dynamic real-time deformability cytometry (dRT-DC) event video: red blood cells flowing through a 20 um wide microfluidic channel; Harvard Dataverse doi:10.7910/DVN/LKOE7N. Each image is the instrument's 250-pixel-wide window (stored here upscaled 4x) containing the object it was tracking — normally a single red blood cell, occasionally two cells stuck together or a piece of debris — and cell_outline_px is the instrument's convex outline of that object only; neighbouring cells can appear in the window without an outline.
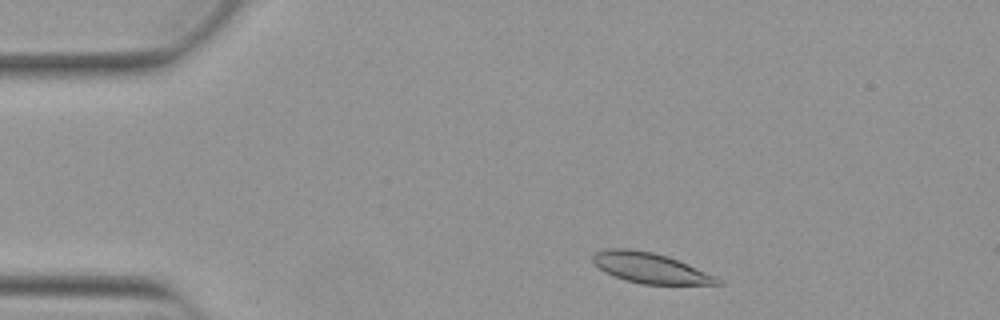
{"species": "Egyptian fruit bat (a non-hibernating species)", "species_latin": "Rousettus aegyptiacus", "temperature_condition": "warm", "stored_images_in_passage": 47, "camera_frame_rate_fps": 3000, "um_per_image_px": 0.085, "animal": {"sex": "female"}, "frame": {"image": 1, "passage_image": 4, "time_ms": 1.0, "image_size_px": [1000, 320], "cell_outline_px": [[724, 284], [640, 284], [624, 280], [604, 272], [592, 260], [592, 256], [596, 252], [608, 248], [628, 248], [652, 252], [668, 256], [688, 264], [716, 276]], "centroid_in_image_um": [55.25, 22.77], "position_along_channel_um": 29.7, "area_um2": 21.96}}
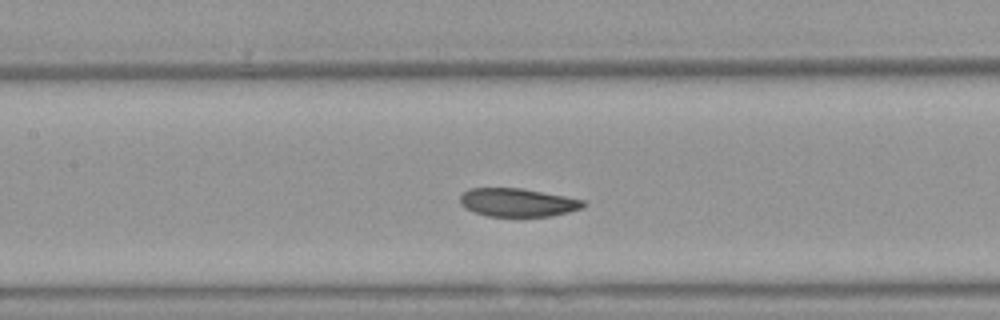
{"frame": {"image": 2, "passage_image": 19, "time_ms": 6.0, "image_size_px": [1000, 320], "cell_outline_px": [[588, 204], [584, 208], [552, 216], [516, 220], [488, 216], [472, 212], [464, 208], [460, 204], [460, 196], [464, 192], [472, 188], [520, 188], [564, 196], [584, 200]], "centroid_in_image_um": [44.01, 17.27], "position_along_channel_um": 163.4, "area_um2": 21.33}}
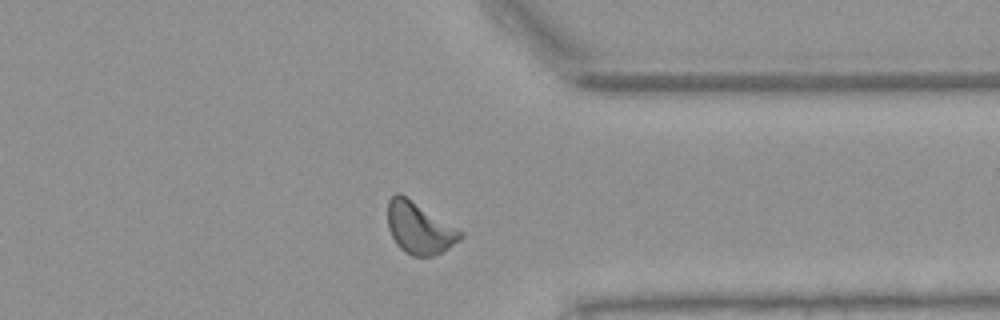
{"frame": {"image": 3, "passage_image": 36, "time_ms": 11.667, "image_size_px": [1000, 320], "cell_outline_px": [[464, 236], [460, 240], [448, 248], [432, 256], [412, 256], [404, 252], [396, 244], [388, 228], [388, 200], [396, 192], [400, 192], [464, 232]], "centroid_in_image_um": [35.64, 19.37], "position_along_channel_um": 375.8, "area_um2": 21.91}, "authors_computed_cell_mechanics": {"area_um2": 21.386, "velocity_mm_per_s": 3.8369, "shape_relaxation_time_tau1_ms": 4.4324, "shape_relaxation_time_tau2_ms": 3.3822, "deformation_change_tau1": 0.1151, "deformation_change_tau2": 0.0864}}